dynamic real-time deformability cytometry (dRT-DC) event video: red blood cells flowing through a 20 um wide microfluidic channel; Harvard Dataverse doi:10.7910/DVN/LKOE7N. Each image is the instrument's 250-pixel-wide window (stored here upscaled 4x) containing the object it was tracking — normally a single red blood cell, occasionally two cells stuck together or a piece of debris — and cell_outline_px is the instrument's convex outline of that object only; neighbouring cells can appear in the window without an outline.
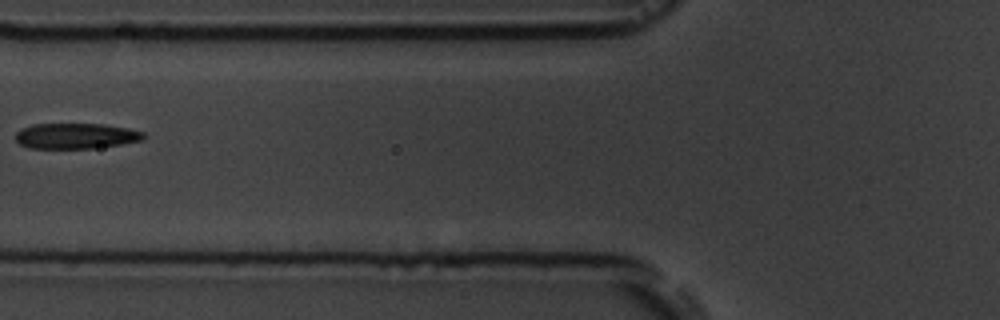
{"species": "common noctule bat (a hibernating species)", "species_latin": "Nyctalus noctula", "temperature_condition": "room temperature", "stored_images_in_passage": 11, "camera_frame_rate_fps": 3000, "um_per_image_px": 0.085, "animal": {"sex": "male", "body_mass_g": 19.5, "forearm_length_mm": 54.6}, "frame": {"image": 1, "passage_image": 7, "time_ms": 7.0, "image_size_px": [1000, 320], "cell_outline_px": [[144, 140], [120, 144], [92, 148], [28, 148], [20, 144], [16, 140], [16, 132], [20, 128], [32, 124], [104, 124], [128, 128], [144, 132]], "centroid_in_image_um": [6.43, 11.55], "position_along_channel_um": 119.4, "area_um2": 19.07}}
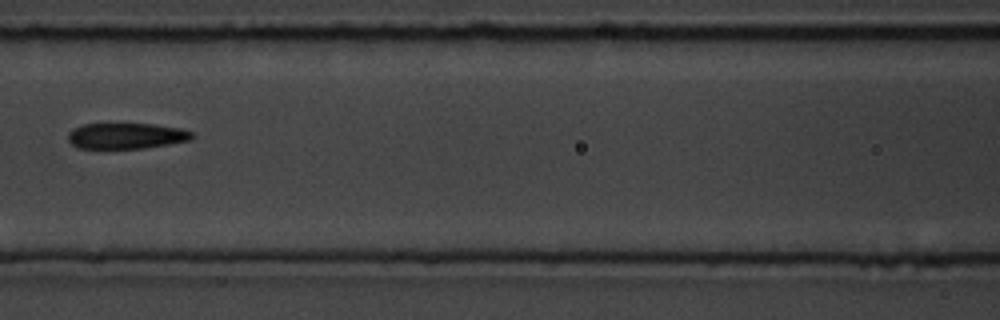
{"frame": {"image": 2, "passage_image": 8, "time_ms": 8.0, "image_size_px": [1000, 320], "cell_outline_px": [[196, 136], [192, 140], [144, 148], [76, 148], [68, 140], [68, 132], [72, 128], [84, 124], [152, 124], [180, 128], [192, 132]], "centroid_in_image_um": [10.74, 11.55], "position_along_channel_um": 155.9, "area_um2": 18.73}}